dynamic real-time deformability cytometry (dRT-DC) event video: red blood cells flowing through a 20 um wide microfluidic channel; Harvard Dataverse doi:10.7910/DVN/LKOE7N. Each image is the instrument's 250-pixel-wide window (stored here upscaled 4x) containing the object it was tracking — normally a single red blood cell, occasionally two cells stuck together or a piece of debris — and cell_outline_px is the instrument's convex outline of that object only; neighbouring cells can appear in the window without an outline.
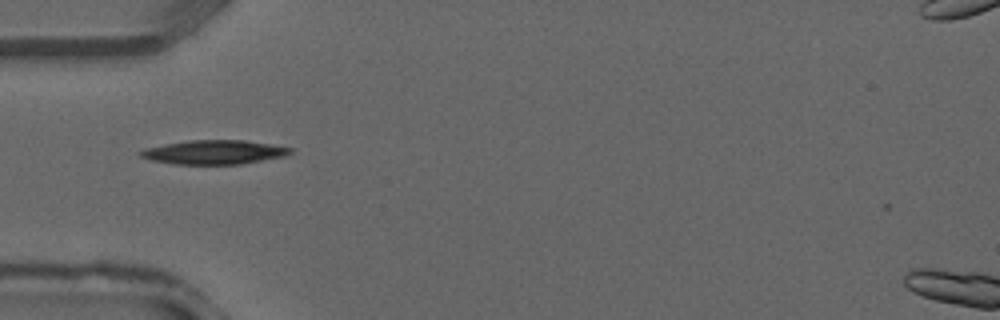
{"species": "common noctule bat (a hibernating species)", "species_latin": "Nyctalus noctula", "temperature_condition": "warm", "stored_images_in_passage": 26, "camera_frame_rate_fps": 3000, "um_per_image_px": 0.085, "animal": {"sex": "male", "forearm_length_mm": 52.5}, "frame": {"image": 1, "passage_image": 1, "time_ms": 0.0, "image_size_px": [1000, 320], "cell_outline_px": [[292, 152], [288, 156], [240, 164], [172, 164], [152, 160], [140, 156], [136, 152], [144, 148], [164, 144], [188, 140], [244, 140], [292, 148]], "centroid_in_image_um": [18.17, 12.93], "position_along_channel_um": 66.8, "area_um2": 21.1}}
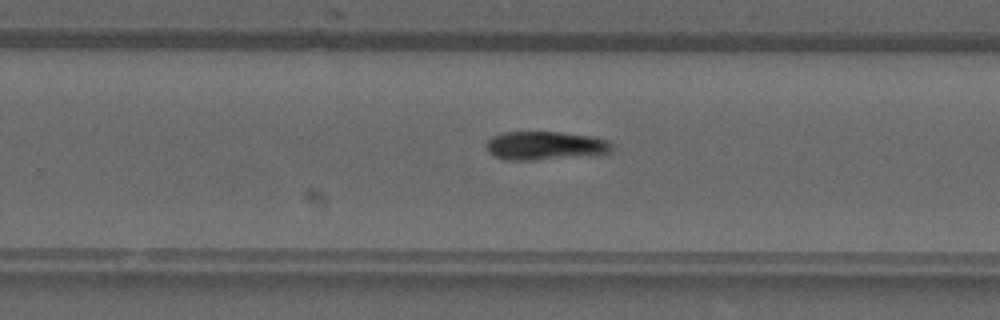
{"frame": {"image": 2, "passage_image": 13, "time_ms": 4.0, "image_size_px": [1000, 320], "cell_outline_px": [[612, 152], [596, 156], [532, 160], [504, 160], [488, 152], [484, 144], [492, 136], [504, 132], [560, 132], [592, 136], [608, 140], [612, 144]], "centroid_in_image_um": [46.38, 12.39], "position_along_channel_um": 283.4, "area_um2": 21.39}}
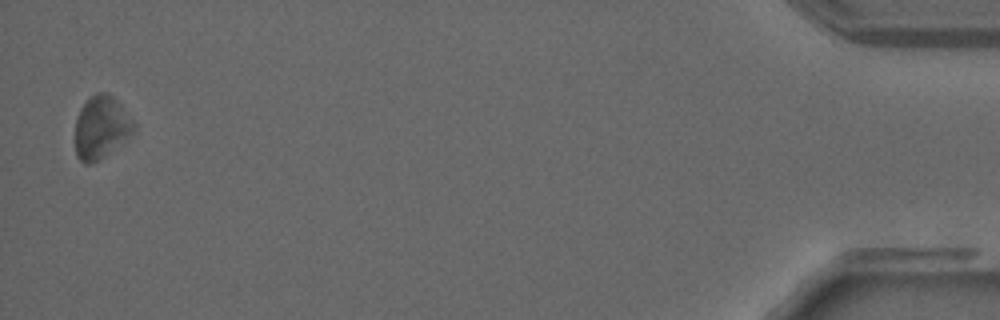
{"frame": {"image": 3, "passage_image": 26, "time_ms": 8.333, "image_size_px": [1000, 320], "cell_outline_px": [[136, 124], [132, 132], [100, 160], [92, 164], [84, 164], [76, 156], [76, 120], [80, 108], [96, 92], [104, 92], [112, 96], [120, 104]], "centroid_in_image_um": [8.57, 10.84], "position_along_channel_um": 426.6, "area_um2": 20.98}}